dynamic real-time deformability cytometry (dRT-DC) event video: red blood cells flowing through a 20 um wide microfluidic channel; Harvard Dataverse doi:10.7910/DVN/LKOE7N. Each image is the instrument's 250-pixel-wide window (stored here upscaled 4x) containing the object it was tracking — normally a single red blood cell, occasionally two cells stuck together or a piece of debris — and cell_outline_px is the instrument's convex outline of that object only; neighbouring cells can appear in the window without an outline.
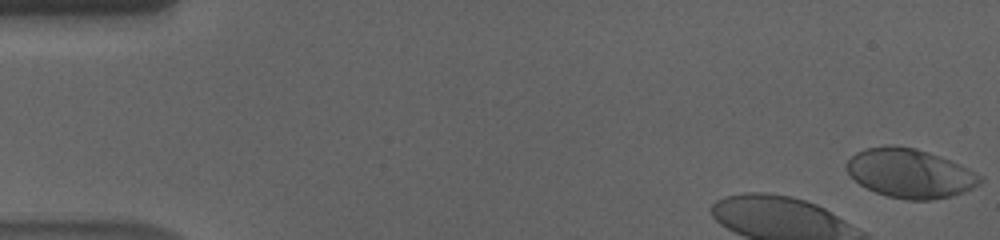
{"species": "human", "species_latin": "Homo sapiens", "temperature_condition": "cold", "stored_images_in_passage": 14, "camera_frame_rate_fps": 3000, "um_per_image_px": 0.085, "donor": {"sex": "male"}, "frame": {"image": 1, "passage_image": 1, "time_ms": 0.0, "image_size_px": [1000, 240], "cell_outline_px": [[984, 180], [980, 184], [964, 192], [952, 196], [932, 200], [908, 200], [888, 196], [876, 192], [860, 184], [844, 168], [844, 164], [856, 152], [864, 148], [884, 144], [916, 148], [940, 156], [968, 168], [984, 176]], "centroid_in_image_um": [77.36, 14.72], "position_along_channel_um": 7.6, "area_um2": 38.38}}